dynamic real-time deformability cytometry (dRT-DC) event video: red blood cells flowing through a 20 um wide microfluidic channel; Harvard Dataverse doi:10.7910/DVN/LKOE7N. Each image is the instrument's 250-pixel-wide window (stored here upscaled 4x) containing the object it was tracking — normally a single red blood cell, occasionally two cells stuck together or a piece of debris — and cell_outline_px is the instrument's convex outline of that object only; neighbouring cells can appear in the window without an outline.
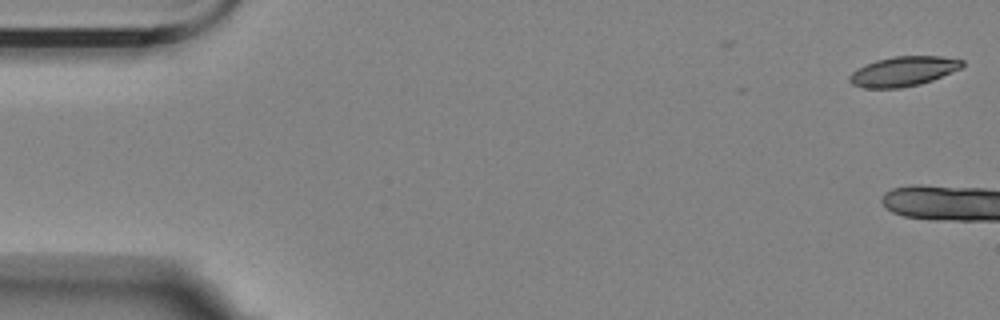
{"species": "Egyptian fruit bat (a non-hibernating species)", "species_latin": "Rousettus aegyptiacus", "temperature_condition": "room temperature", "stored_images_in_passage": 3, "camera_frame_rate_fps": 3000, "um_per_image_px": 0.085, "animal": {"sex": "female"}, "frame": {"image": 1, "passage_image": 3, "time_ms": 0.667, "image_size_px": [1000, 320], "cell_outline_px": [[964, 64], [960, 68], [932, 80], [920, 84], [900, 88], [864, 88], [852, 84], [848, 80], [848, 76], [856, 68], [876, 60], [892, 56], [940, 56], [964, 60]], "centroid_in_image_um": [76.74, 6.06], "position_along_channel_um": 8.3, "area_um2": 19.54}}